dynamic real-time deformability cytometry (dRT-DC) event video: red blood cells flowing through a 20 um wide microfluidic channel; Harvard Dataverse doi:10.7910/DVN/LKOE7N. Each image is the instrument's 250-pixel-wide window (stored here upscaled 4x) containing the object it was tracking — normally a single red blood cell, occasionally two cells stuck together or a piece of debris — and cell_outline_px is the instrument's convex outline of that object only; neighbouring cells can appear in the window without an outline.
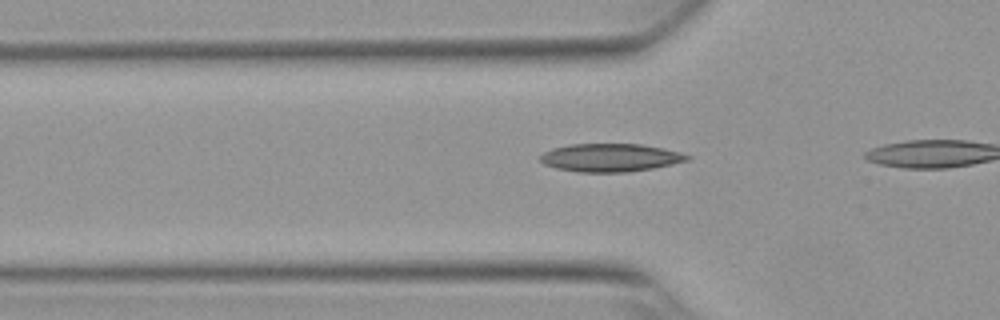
{"species": "Egyptian fruit bat (a non-hibernating species)", "species_latin": "Rousettus aegyptiacus", "temperature_condition": "warm", "stored_images_in_passage": 7, "camera_frame_rate_fps": 3000, "um_per_image_px": 0.085, "animal": {"sex": "female"}, "frame": {"image": 1, "passage_image": 5, "time_ms": 1.333, "image_size_px": [1000, 320], "cell_outline_px": [[692, 156], [688, 160], [672, 164], [652, 168], [628, 172], [576, 172], [556, 168], [544, 164], [540, 160], [540, 156], [544, 152], [552, 148], [568, 144], [640, 144], [664, 148], [680, 152]], "centroid_in_image_um": [51.87, 13.4], "position_along_channel_um": 73.9, "area_um2": 24.1}}